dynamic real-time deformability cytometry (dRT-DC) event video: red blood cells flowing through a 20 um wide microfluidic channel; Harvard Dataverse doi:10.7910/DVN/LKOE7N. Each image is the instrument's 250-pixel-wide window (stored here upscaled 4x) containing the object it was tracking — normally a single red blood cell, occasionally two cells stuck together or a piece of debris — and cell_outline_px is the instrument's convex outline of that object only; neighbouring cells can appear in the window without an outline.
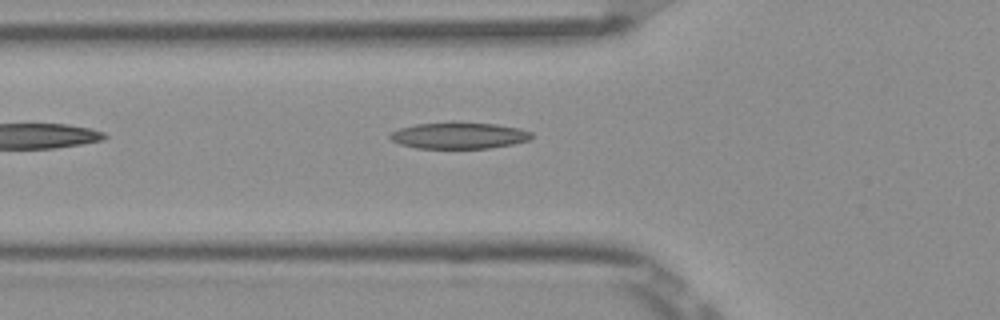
{"species": "Egyptian fruit bat (a non-hibernating species)", "species_latin": "Rousettus aegyptiacus", "temperature_condition": "room temperature", "stored_images_in_passage": 6, "camera_frame_rate_fps": 3000, "um_per_image_px": 0.085, "frame": {"image": 1, "passage_image": 6, "time_ms": 1.667, "image_size_px": [1000, 320], "cell_outline_px": [[532, 140], [492, 148], [416, 148], [400, 144], [392, 140], [388, 136], [392, 132], [400, 128], [416, 124], [452, 120], [456, 120], [496, 124], [520, 128], [532, 132]], "centroid_in_image_um": [39.04, 11.49], "position_along_channel_um": 86.8, "area_um2": 22.43}}